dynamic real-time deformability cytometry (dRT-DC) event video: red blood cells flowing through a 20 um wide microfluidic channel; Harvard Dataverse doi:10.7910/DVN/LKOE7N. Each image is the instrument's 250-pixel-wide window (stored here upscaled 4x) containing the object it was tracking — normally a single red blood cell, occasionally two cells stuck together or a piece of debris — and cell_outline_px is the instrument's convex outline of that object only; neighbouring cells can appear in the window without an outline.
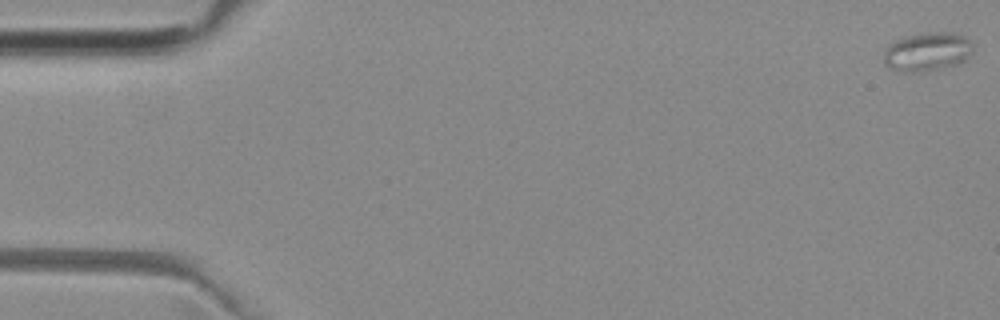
{"species": "common noctule bat (a hibernating species)", "species_latin": "Nyctalus noctula", "temperature_condition": "room temperature", "stored_images_in_passage": 7, "camera_frame_rate_fps": 3000, "um_per_image_px": 0.085, "animal": {"sex": "female", "body_mass_g": 29.2, "forearm_length_mm": 56.3}, "frame": {"image": 1, "passage_image": 1, "time_ms": 0.0, "image_size_px": [1000, 320], "cell_outline_px": [[972, 52], [964, 60], [956, 64], [920, 72], [908, 72], [888, 68], [884, 64], [884, 52], [888, 44], [896, 40], [908, 36], [924, 32], [952, 32], [964, 36], [972, 40]], "centroid_in_image_um": [78.81, 4.38], "position_along_channel_um": 6.2, "area_um2": 20.11}}